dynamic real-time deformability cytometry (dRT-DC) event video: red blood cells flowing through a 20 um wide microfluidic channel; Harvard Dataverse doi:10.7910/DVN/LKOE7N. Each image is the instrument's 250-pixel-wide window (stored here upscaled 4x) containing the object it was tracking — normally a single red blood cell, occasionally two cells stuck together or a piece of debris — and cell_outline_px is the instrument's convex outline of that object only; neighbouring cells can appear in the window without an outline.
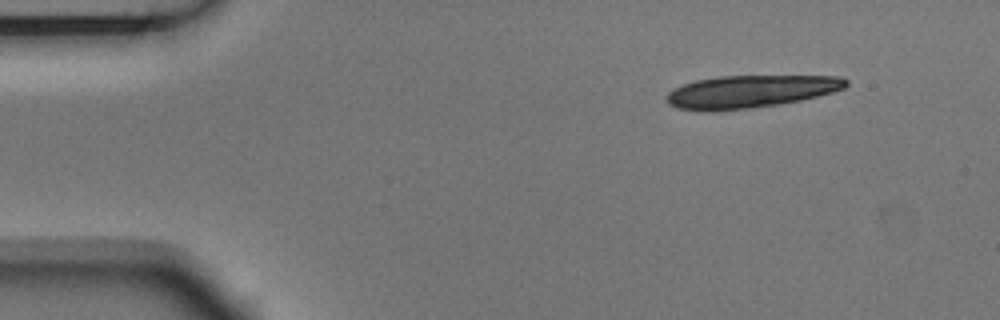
{"species": "Egyptian fruit bat (a non-hibernating species)", "species_latin": "Rousettus aegyptiacus", "temperature_condition": "room temperature", "stored_images_in_passage": 2, "camera_frame_rate_fps": 3000, "um_per_image_px": 0.085, "animal": {"sex": "male"}, "frame": {"image": 1, "passage_image": 2, "time_ms": 0.333, "image_size_px": [1000, 320], "cell_outline_px": [[848, 84], [844, 88], [832, 92], [800, 100], [776, 104], [748, 108], [712, 112], [676, 108], [668, 104], [664, 96], [668, 92], [684, 84], [696, 80], [720, 76], [840, 76], [848, 80]], "centroid_in_image_um": [63.74, 7.78], "position_along_channel_um": 21.3, "area_um2": 33.93}}